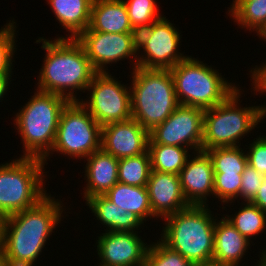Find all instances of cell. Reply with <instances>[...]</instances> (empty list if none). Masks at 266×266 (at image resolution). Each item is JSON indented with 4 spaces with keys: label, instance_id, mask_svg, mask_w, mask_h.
Here are the masks:
<instances>
[{
    "label": "cell",
    "instance_id": "30bf717a",
    "mask_svg": "<svg viewBox=\"0 0 266 266\" xmlns=\"http://www.w3.org/2000/svg\"><path fill=\"white\" fill-rule=\"evenodd\" d=\"M115 79L109 72L96 73L87 88L90 91L88 99H80L102 127L132 118L130 86L127 87Z\"/></svg>",
    "mask_w": 266,
    "mask_h": 266
},
{
    "label": "cell",
    "instance_id": "f35d334b",
    "mask_svg": "<svg viewBox=\"0 0 266 266\" xmlns=\"http://www.w3.org/2000/svg\"><path fill=\"white\" fill-rule=\"evenodd\" d=\"M261 257L258 260V265L256 264V266H266V250H262V253L260 252Z\"/></svg>",
    "mask_w": 266,
    "mask_h": 266
},
{
    "label": "cell",
    "instance_id": "4dcf8cb0",
    "mask_svg": "<svg viewBox=\"0 0 266 266\" xmlns=\"http://www.w3.org/2000/svg\"><path fill=\"white\" fill-rule=\"evenodd\" d=\"M15 24V25H14ZM5 26V27H4ZM0 29V74H12V59L16 52V22L9 21Z\"/></svg>",
    "mask_w": 266,
    "mask_h": 266
},
{
    "label": "cell",
    "instance_id": "f1b7e54d",
    "mask_svg": "<svg viewBox=\"0 0 266 266\" xmlns=\"http://www.w3.org/2000/svg\"><path fill=\"white\" fill-rule=\"evenodd\" d=\"M130 25L138 33L162 17L157 9L156 0H123Z\"/></svg>",
    "mask_w": 266,
    "mask_h": 266
},
{
    "label": "cell",
    "instance_id": "9a60e30c",
    "mask_svg": "<svg viewBox=\"0 0 266 266\" xmlns=\"http://www.w3.org/2000/svg\"><path fill=\"white\" fill-rule=\"evenodd\" d=\"M148 141L149 132L133 118L102 127L101 148L118 159L145 153Z\"/></svg>",
    "mask_w": 266,
    "mask_h": 266
},
{
    "label": "cell",
    "instance_id": "9c48e42d",
    "mask_svg": "<svg viewBox=\"0 0 266 266\" xmlns=\"http://www.w3.org/2000/svg\"><path fill=\"white\" fill-rule=\"evenodd\" d=\"M102 126L80 101H69L64 107L52 152L70 158H85L101 149Z\"/></svg>",
    "mask_w": 266,
    "mask_h": 266
},
{
    "label": "cell",
    "instance_id": "8d00e7d4",
    "mask_svg": "<svg viewBox=\"0 0 266 266\" xmlns=\"http://www.w3.org/2000/svg\"><path fill=\"white\" fill-rule=\"evenodd\" d=\"M11 75L12 74H0V100H3L2 98H4L6 92L8 91V86L11 84Z\"/></svg>",
    "mask_w": 266,
    "mask_h": 266
},
{
    "label": "cell",
    "instance_id": "7c38bea8",
    "mask_svg": "<svg viewBox=\"0 0 266 266\" xmlns=\"http://www.w3.org/2000/svg\"><path fill=\"white\" fill-rule=\"evenodd\" d=\"M204 111L198 107L179 105L163 123L149 132L148 144L202 151Z\"/></svg>",
    "mask_w": 266,
    "mask_h": 266
},
{
    "label": "cell",
    "instance_id": "ba28073f",
    "mask_svg": "<svg viewBox=\"0 0 266 266\" xmlns=\"http://www.w3.org/2000/svg\"><path fill=\"white\" fill-rule=\"evenodd\" d=\"M44 166L41 159L22 156L0 165V213L3 216L31 208L48 195L43 182Z\"/></svg>",
    "mask_w": 266,
    "mask_h": 266
},
{
    "label": "cell",
    "instance_id": "ffe728a7",
    "mask_svg": "<svg viewBox=\"0 0 266 266\" xmlns=\"http://www.w3.org/2000/svg\"><path fill=\"white\" fill-rule=\"evenodd\" d=\"M89 28L105 33H136L123 0H93Z\"/></svg>",
    "mask_w": 266,
    "mask_h": 266
},
{
    "label": "cell",
    "instance_id": "d6a6232c",
    "mask_svg": "<svg viewBox=\"0 0 266 266\" xmlns=\"http://www.w3.org/2000/svg\"><path fill=\"white\" fill-rule=\"evenodd\" d=\"M264 178L265 176L248 164L242 173L240 199H244V202H251L262 185Z\"/></svg>",
    "mask_w": 266,
    "mask_h": 266
},
{
    "label": "cell",
    "instance_id": "60d3db41",
    "mask_svg": "<svg viewBox=\"0 0 266 266\" xmlns=\"http://www.w3.org/2000/svg\"><path fill=\"white\" fill-rule=\"evenodd\" d=\"M257 35L259 38H262L264 41H266V24L261 28Z\"/></svg>",
    "mask_w": 266,
    "mask_h": 266
},
{
    "label": "cell",
    "instance_id": "44dd1931",
    "mask_svg": "<svg viewBox=\"0 0 266 266\" xmlns=\"http://www.w3.org/2000/svg\"><path fill=\"white\" fill-rule=\"evenodd\" d=\"M85 203L97 220L103 226L105 225L106 232H137L135 230H139L141 225H144V222L133 212L116 206L105 195L90 197Z\"/></svg>",
    "mask_w": 266,
    "mask_h": 266
},
{
    "label": "cell",
    "instance_id": "d4e9b609",
    "mask_svg": "<svg viewBox=\"0 0 266 266\" xmlns=\"http://www.w3.org/2000/svg\"><path fill=\"white\" fill-rule=\"evenodd\" d=\"M228 15L242 29L257 33L266 24V0H233Z\"/></svg>",
    "mask_w": 266,
    "mask_h": 266
},
{
    "label": "cell",
    "instance_id": "f546056e",
    "mask_svg": "<svg viewBox=\"0 0 266 266\" xmlns=\"http://www.w3.org/2000/svg\"><path fill=\"white\" fill-rule=\"evenodd\" d=\"M144 266H196L191 261L184 258L166 246L160 239L153 242L148 247Z\"/></svg>",
    "mask_w": 266,
    "mask_h": 266
},
{
    "label": "cell",
    "instance_id": "7a4b0ae2",
    "mask_svg": "<svg viewBox=\"0 0 266 266\" xmlns=\"http://www.w3.org/2000/svg\"><path fill=\"white\" fill-rule=\"evenodd\" d=\"M41 42L46 54L35 90L58 94L69 101H80L77 91L85 92L97 73L82 45L71 38H55L52 41L41 37L35 43Z\"/></svg>",
    "mask_w": 266,
    "mask_h": 266
},
{
    "label": "cell",
    "instance_id": "277c9868",
    "mask_svg": "<svg viewBox=\"0 0 266 266\" xmlns=\"http://www.w3.org/2000/svg\"><path fill=\"white\" fill-rule=\"evenodd\" d=\"M36 91L15 115L14 124L23 142L22 157L38 158L47 165L61 113L69 100L58 94Z\"/></svg>",
    "mask_w": 266,
    "mask_h": 266
},
{
    "label": "cell",
    "instance_id": "603a6c76",
    "mask_svg": "<svg viewBox=\"0 0 266 266\" xmlns=\"http://www.w3.org/2000/svg\"><path fill=\"white\" fill-rule=\"evenodd\" d=\"M104 195L121 209L133 212L143 222L147 221L148 217L149 219L156 218L152 213L147 187L117 182Z\"/></svg>",
    "mask_w": 266,
    "mask_h": 266
},
{
    "label": "cell",
    "instance_id": "2e32d148",
    "mask_svg": "<svg viewBox=\"0 0 266 266\" xmlns=\"http://www.w3.org/2000/svg\"><path fill=\"white\" fill-rule=\"evenodd\" d=\"M192 154L194 157H188L179 173L183 195L190 205H209L207 197L214 195L212 161L205 151H193Z\"/></svg>",
    "mask_w": 266,
    "mask_h": 266
},
{
    "label": "cell",
    "instance_id": "ab89813d",
    "mask_svg": "<svg viewBox=\"0 0 266 266\" xmlns=\"http://www.w3.org/2000/svg\"><path fill=\"white\" fill-rule=\"evenodd\" d=\"M0 266H10L2 250L0 251Z\"/></svg>",
    "mask_w": 266,
    "mask_h": 266
},
{
    "label": "cell",
    "instance_id": "ac0fdd59",
    "mask_svg": "<svg viewBox=\"0 0 266 266\" xmlns=\"http://www.w3.org/2000/svg\"><path fill=\"white\" fill-rule=\"evenodd\" d=\"M85 176L86 186L83 191L84 199L104 195L118 181L119 159L105 152L102 148L86 157Z\"/></svg>",
    "mask_w": 266,
    "mask_h": 266
},
{
    "label": "cell",
    "instance_id": "836d02e7",
    "mask_svg": "<svg viewBox=\"0 0 266 266\" xmlns=\"http://www.w3.org/2000/svg\"><path fill=\"white\" fill-rule=\"evenodd\" d=\"M250 143L247 151L248 164L266 177V136L259 135Z\"/></svg>",
    "mask_w": 266,
    "mask_h": 266
},
{
    "label": "cell",
    "instance_id": "83f0119b",
    "mask_svg": "<svg viewBox=\"0 0 266 266\" xmlns=\"http://www.w3.org/2000/svg\"><path fill=\"white\" fill-rule=\"evenodd\" d=\"M151 172L148 150L137 156L119 159L118 181L138 187H146Z\"/></svg>",
    "mask_w": 266,
    "mask_h": 266
},
{
    "label": "cell",
    "instance_id": "e0dca14e",
    "mask_svg": "<svg viewBox=\"0 0 266 266\" xmlns=\"http://www.w3.org/2000/svg\"><path fill=\"white\" fill-rule=\"evenodd\" d=\"M146 187L152 213L157 218L163 220L190 206L183 195L179 175L151 170Z\"/></svg>",
    "mask_w": 266,
    "mask_h": 266
},
{
    "label": "cell",
    "instance_id": "4fadbf2b",
    "mask_svg": "<svg viewBox=\"0 0 266 266\" xmlns=\"http://www.w3.org/2000/svg\"><path fill=\"white\" fill-rule=\"evenodd\" d=\"M76 40L97 73L109 72L107 64L130 57L135 59L132 69L137 67V33H105L92 31L88 27Z\"/></svg>",
    "mask_w": 266,
    "mask_h": 266
},
{
    "label": "cell",
    "instance_id": "4316f807",
    "mask_svg": "<svg viewBox=\"0 0 266 266\" xmlns=\"http://www.w3.org/2000/svg\"><path fill=\"white\" fill-rule=\"evenodd\" d=\"M242 208L238 213L233 216L226 215L224 217L229 223H231L236 230L246 237L249 241L253 239L251 237L265 231L266 228V212L261 210L258 206L251 202H243Z\"/></svg>",
    "mask_w": 266,
    "mask_h": 266
},
{
    "label": "cell",
    "instance_id": "1f68e13d",
    "mask_svg": "<svg viewBox=\"0 0 266 266\" xmlns=\"http://www.w3.org/2000/svg\"><path fill=\"white\" fill-rule=\"evenodd\" d=\"M242 174H214V196L221 203L240 198Z\"/></svg>",
    "mask_w": 266,
    "mask_h": 266
},
{
    "label": "cell",
    "instance_id": "6da1fadb",
    "mask_svg": "<svg viewBox=\"0 0 266 266\" xmlns=\"http://www.w3.org/2000/svg\"><path fill=\"white\" fill-rule=\"evenodd\" d=\"M63 207L48 194L35 206L6 216L2 251L10 266L34 265L60 223Z\"/></svg>",
    "mask_w": 266,
    "mask_h": 266
},
{
    "label": "cell",
    "instance_id": "d6986e66",
    "mask_svg": "<svg viewBox=\"0 0 266 266\" xmlns=\"http://www.w3.org/2000/svg\"><path fill=\"white\" fill-rule=\"evenodd\" d=\"M250 241L224 217L215 223L212 262L239 266Z\"/></svg>",
    "mask_w": 266,
    "mask_h": 266
},
{
    "label": "cell",
    "instance_id": "e575fe53",
    "mask_svg": "<svg viewBox=\"0 0 266 266\" xmlns=\"http://www.w3.org/2000/svg\"><path fill=\"white\" fill-rule=\"evenodd\" d=\"M250 73H252L250 76L252 78V87L253 88V91H254V94H255V91H256V94L257 92L260 93H266V62L263 63L262 62V65L258 66L257 65L255 66V68H252L250 70Z\"/></svg>",
    "mask_w": 266,
    "mask_h": 266
},
{
    "label": "cell",
    "instance_id": "484cf974",
    "mask_svg": "<svg viewBox=\"0 0 266 266\" xmlns=\"http://www.w3.org/2000/svg\"><path fill=\"white\" fill-rule=\"evenodd\" d=\"M240 146L208 149L214 174H242L248 165L247 154Z\"/></svg>",
    "mask_w": 266,
    "mask_h": 266
},
{
    "label": "cell",
    "instance_id": "b9f144b4",
    "mask_svg": "<svg viewBox=\"0 0 266 266\" xmlns=\"http://www.w3.org/2000/svg\"><path fill=\"white\" fill-rule=\"evenodd\" d=\"M196 266H235V265H227V264H218L215 262H209L206 264H200V265H196Z\"/></svg>",
    "mask_w": 266,
    "mask_h": 266
},
{
    "label": "cell",
    "instance_id": "d590c367",
    "mask_svg": "<svg viewBox=\"0 0 266 266\" xmlns=\"http://www.w3.org/2000/svg\"><path fill=\"white\" fill-rule=\"evenodd\" d=\"M251 203L266 212V177L264 178L262 185L258 189V192Z\"/></svg>",
    "mask_w": 266,
    "mask_h": 266
},
{
    "label": "cell",
    "instance_id": "5b68a950",
    "mask_svg": "<svg viewBox=\"0 0 266 266\" xmlns=\"http://www.w3.org/2000/svg\"><path fill=\"white\" fill-rule=\"evenodd\" d=\"M132 118L148 132L163 123L180 105L170 70L132 69Z\"/></svg>",
    "mask_w": 266,
    "mask_h": 266
},
{
    "label": "cell",
    "instance_id": "8fae6325",
    "mask_svg": "<svg viewBox=\"0 0 266 266\" xmlns=\"http://www.w3.org/2000/svg\"><path fill=\"white\" fill-rule=\"evenodd\" d=\"M173 25L163 15L149 27L137 33V67L170 70L188 57L177 50L182 37L179 29L177 30ZM141 49L144 54L140 56Z\"/></svg>",
    "mask_w": 266,
    "mask_h": 266
},
{
    "label": "cell",
    "instance_id": "5bb4252c",
    "mask_svg": "<svg viewBox=\"0 0 266 266\" xmlns=\"http://www.w3.org/2000/svg\"><path fill=\"white\" fill-rule=\"evenodd\" d=\"M98 266H144L149 245L138 232H106L98 236Z\"/></svg>",
    "mask_w": 266,
    "mask_h": 266
},
{
    "label": "cell",
    "instance_id": "74e56055",
    "mask_svg": "<svg viewBox=\"0 0 266 266\" xmlns=\"http://www.w3.org/2000/svg\"><path fill=\"white\" fill-rule=\"evenodd\" d=\"M5 216L0 213V251L3 249V235H4V223Z\"/></svg>",
    "mask_w": 266,
    "mask_h": 266
},
{
    "label": "cell",
    "instance_id": "3957f363",
    "mask_svg": "<svg viewBox=\"0 0 266 266\" xmlns=\"http://www.w3.org/2000/svg\"><path fill=\"white\" fill-rule=\"evenodd\" d=\"M208 205H190L163 218L161 241L195 265L212 262L214 215Z\"/></svg>",
    "mask_w": 266,
    "mask_h": 266
},
{
    "label": "cell",
    "instance_id": "52a82bcc",
    "mask_svg": "<svg viewBox=\"0 0 266 266\" xmlns=\"http://www.w3.org/2000/svg\"><path fill=\"white\" fill-rule=\"evenodd\" d=\"M170 72L180 105L210 109L221 104L238 87L225 80L217 69L192 56L180 61Z\"/></svg>",
    "mask_w": 266,
    "mask_h": 266
},
{
    "label": "cell",
    "instance_id": "7402d4cb",
    "mask_svg": "<svg viewBox=\"0 0 266 266\" xmlns=\"http://www.w3.org/2000/svg\"><path fill=\"white\" fill-rule=\"evenodd\" d=\"M60 25L71 35L57 38L76 39L90 25L93 0H47Z\"/></svg>",
    "mask_w": 266,
    "mask_h": 266
},
{
    "label": "cell",
    "instance_id": "8992f818",
    "mask_svg": "<svg viewBox=\"0 0 266 266\" xmlns=\"http://www.w3.org/2000/svg\"><path fill=\"white\" fill-rule=\"evenodd\" d=\"M238 87L221 104L204 111L202 151L240 146L239 139L249 134L266 118V105L242 107ZM238 104V105H237ZM240 105V106H239ZM265 117V118H264Z\"/></svg>",
    "mask_w": 266,
    "mask_h": 266
},
{
    "label": "cell",
    "instance_id": "cb8c5ba5",
    "mask_svg": "<svg viewBox=\"0 0 266 266\" xmlns=\"http://www.w3.org/2000/svg\"><path fill=\"white\" fill-rule=\"evenodd\" d=\"M189 149L181 146L148 144L151 170L179 175L189 156Z\"/></svg>",
    "mask_w": 266,
    "mask_h": 266
}]
</instances>
